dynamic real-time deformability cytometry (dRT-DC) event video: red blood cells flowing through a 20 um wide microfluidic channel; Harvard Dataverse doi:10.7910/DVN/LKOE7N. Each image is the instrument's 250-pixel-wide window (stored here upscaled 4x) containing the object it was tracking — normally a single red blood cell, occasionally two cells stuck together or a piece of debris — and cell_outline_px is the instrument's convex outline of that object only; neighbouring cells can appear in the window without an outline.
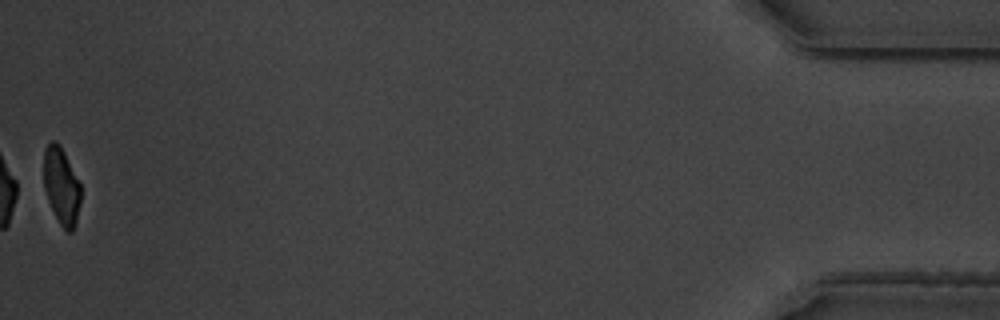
{"species": "common noctule bat (a hibernating species)", "species_latin": "Nyctalus noctula", "temperature_condition": "warm", "stored_images_in_passage": 43, "camera_frame_rate_fps": 3000, "um_per_image_px": 0.085, "animal": {"sex": "male", "body_mass_g": 19.5, "forearm_length_mm": 54.6}, "frame": {"image": 1, "passage_image": 43, "time_ms": 14.0, "image_size_px": [1000, 320], "cell_outline_px": [[80, 204], [76, 220], [72, 232], [68, 232], [60, 224], [48, 200], [44, 188], [44, 148], [52, 140], [56, 140], [60, 144], [80, 184]], "centroid_in_image_um": [5.21, 15.77], "position_along_channel_um": 430.0, "area_um2": 16.36}, "authors_computed_cell_mechanics": {"area_um2": 19.0162, "velocity_mm_per_s": 3.5169, "shape_relaxation_time_tau1_ms": 3.7655, "shape_relaxation_time_tau2_ms": 1.4653, "deformation_change_tau1": 0.1447, "deformation_change_tau2": 0.0698}}